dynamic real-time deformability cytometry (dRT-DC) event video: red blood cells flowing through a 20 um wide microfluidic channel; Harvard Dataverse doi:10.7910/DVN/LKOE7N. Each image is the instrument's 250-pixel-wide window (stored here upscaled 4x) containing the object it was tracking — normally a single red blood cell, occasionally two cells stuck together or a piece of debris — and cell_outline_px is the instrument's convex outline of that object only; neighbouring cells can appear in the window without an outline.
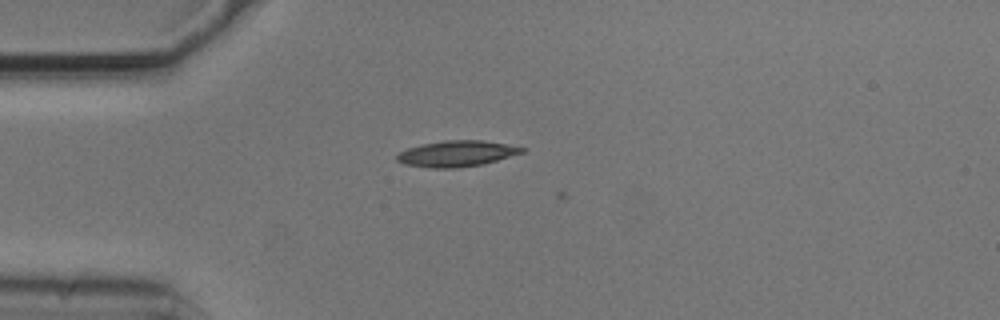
{"species": "common noctule bat (a hibernating species)", "species_latin": "Nyctalus noctula", "temperature_condition": "cold", "stored_images_in_passage": 2, "camera_frame_rate_fps": 3000, "um_per_image_px": 0.085, "animal": {"sex": "male", "body_mass_g": 20.5, "forearm_length_mm": 52.5}, "frame": {"image": 1, "passage_image": 1, "time_ms": 0.0, "image_size_px": [1000, 320], "cell_outline_px": [[528, 148], [524, 152], [484, 164], [456, 168], [432, 168], [404, 164], [396, 160], [396, 156], [400, 152], [408, 148], [420, 144], [444, 140], [484, 140]], "centroid_in_image_um": [38.83, 13.05], "position_along_channel_um": 46.2, "area_um2": 19.02}}